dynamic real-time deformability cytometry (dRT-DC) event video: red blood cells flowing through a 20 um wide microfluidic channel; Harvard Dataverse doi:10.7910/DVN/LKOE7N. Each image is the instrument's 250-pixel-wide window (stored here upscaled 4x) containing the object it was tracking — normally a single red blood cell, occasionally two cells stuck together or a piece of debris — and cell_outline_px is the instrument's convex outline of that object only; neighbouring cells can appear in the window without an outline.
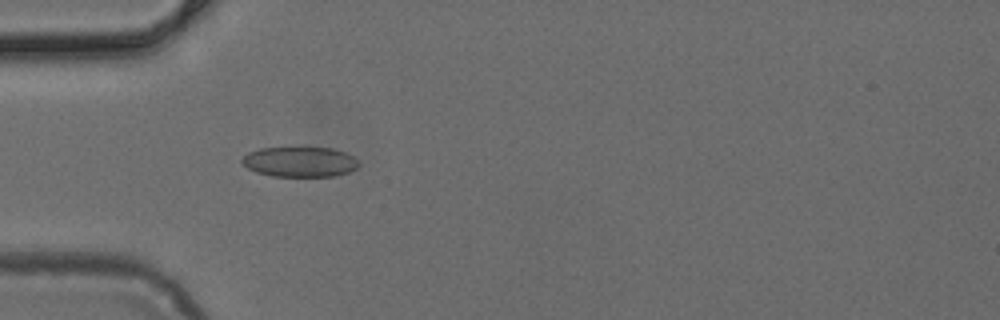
{"species": "common noctule bat (a hibernating species)", "species_latin": "Nyctalus noctula", "temperature_condition": "cold", "stored_images_in_passage": 2, "camera_frame_rate_fps": 3000, "um_per_image_px": 0.085, "animal": {"sex": "female", "body_mass_g": 24.6, "forearm_length_mm": 56.2}, "frame": {"image": 1, "passage_image": 1, "time_ms": 0.0, "image_size_px": [1000, 320], "cell_outline_px": [[360, 164], [356, 168], [348, 172], [336, 176], [272, 176], [256, 172], [248, 168], [240, 160], [248, 152], [260, 148], [332, 148], [344, 152], [352, 156]], "centroid_in_image_um": [25.47, 13.76], "position_along_channel_um": 59.5, "area_um2": 20.35}}
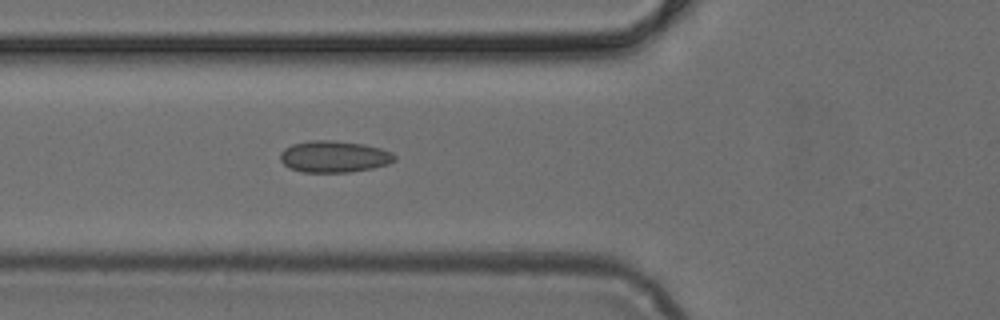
{"frame": {"image": 2, "passage_image": 2, "time_ms": 0.333, "image_size_px": [1000, 320], "cell_outline_px": [[396, 160], [388, 164], [372, 168], [348, 172], [300, 172], [288, 168], [280, 160], [280, 152], [284, 148], [292, 144], [308, 140], [332, 140], [364, 144], [380, 148], [392, 152], [396, 156]], "centroid_in_image_um": [28.37, 13.31], "position_along_channel_um": 97.4, "area_um2": 21.27}}